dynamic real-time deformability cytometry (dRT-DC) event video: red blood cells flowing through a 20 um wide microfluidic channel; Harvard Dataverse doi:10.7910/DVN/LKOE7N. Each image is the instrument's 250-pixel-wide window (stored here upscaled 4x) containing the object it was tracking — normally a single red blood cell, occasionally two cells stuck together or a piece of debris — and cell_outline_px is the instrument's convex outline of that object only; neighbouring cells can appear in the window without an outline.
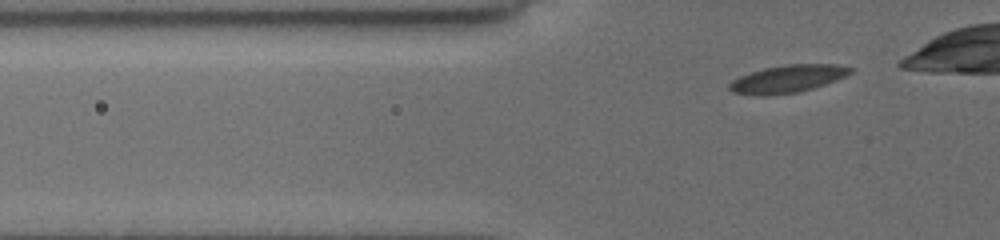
{"species": "common noctule bat (a hibernating species)", "species_latin": "Nyctalus noctula", "temperature_condition": "cold", "stored_images_in_passage": 32, "camera_frame_rate_fps": 3000, "um_per_image_px": 0.085, "animal": {"sex": "female", "body_mass_g": 19.5, "forearm_length_mm": 54.1}, "frame": {"image": 1, "passage_image": 2, "time_ms": 0.333, "image_size_px": [1000, 240], "cell_outline_px": [[852, 72], [836, 80], [812, 88], [796, 92], [732, 92], [728, 88], [728, 84], [732, 80], [740, 76], [764, 68], [784, 64], [836, 64], [852, 68]], "centroid_in_image_um": [67.02, 6.63], "position_along_channel_um": 58.8, "area_um2": 18.32}}
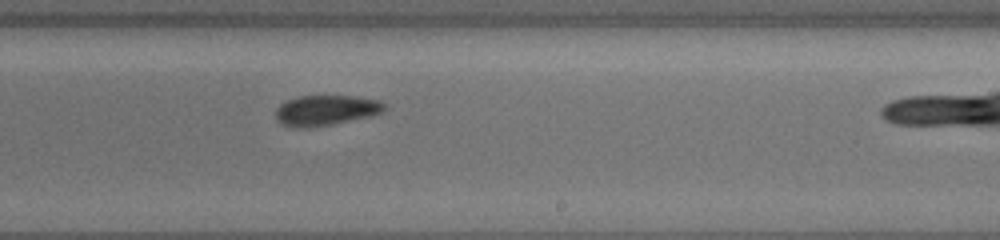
{"frame": {"image": 2, "passage_image": 19, "time_ms": 6.0, "image_size_px": [1000, 240], "cell_outline_px": [[388, 108], [372, 116], [332, 124], [308, 128], [300, 128], [284, 124], [276, 120], [276, 108], [280, 104], [288, 100], [300, 96], [356, 96], [380, 100], [388, 104]], "centroid_in_image_um": [27.75, 9.37], "position_along_channel_um": 261.2, "area_um2": 19.31}}
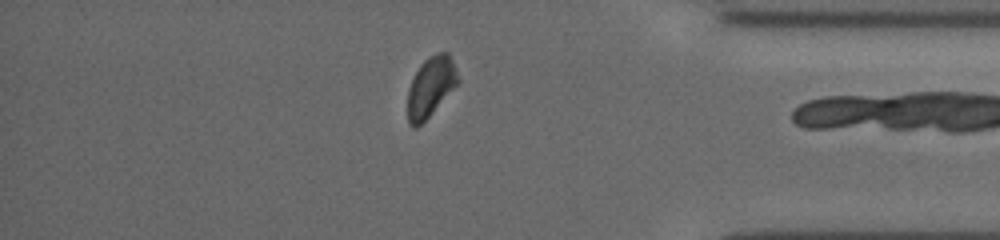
{"frame": {"image": 3, "passage_image": 31, "time_ms": 10.0, "image_size_px": [1000, 240], "cell_outline_px": [[460, 80], [428, 116], [416, 128], [412, 128], [408, 124], [408, 88], [420, 64], [428, 56], [436, 52], [448, 52], [452, 60]], "centroid_in_image_um": [36.59, 7.35], "position_along_channel_um": 398.6, "area_um2": 17.22}}